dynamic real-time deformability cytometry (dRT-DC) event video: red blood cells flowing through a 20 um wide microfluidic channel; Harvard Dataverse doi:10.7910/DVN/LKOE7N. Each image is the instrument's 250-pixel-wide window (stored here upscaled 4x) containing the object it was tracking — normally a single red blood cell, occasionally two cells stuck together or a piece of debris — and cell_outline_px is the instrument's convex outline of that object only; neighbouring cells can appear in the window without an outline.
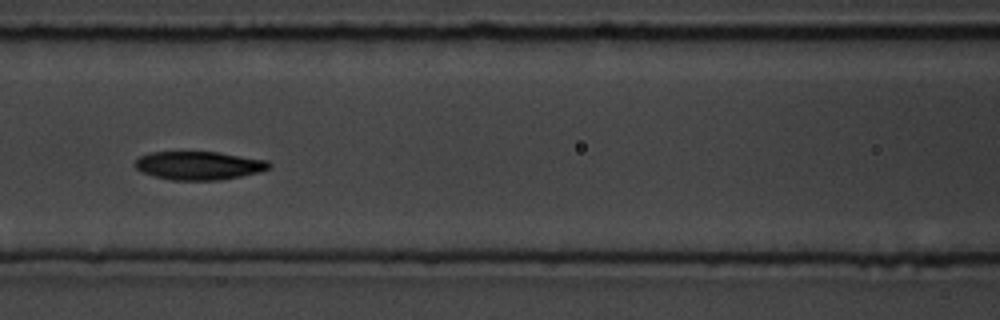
{"species": "common noctule bat (a hibernating species)", "species_latin": "Nyctalus noctula", "temperature_condition": "room temperature", "stored_images_in_passage": 14, "camera_frame_rate_fps": 3000, "um_per_image_px": 0.085, "animal": {"sex": "male", "body_mass_g": 19.5, "forearm_length_mm": 54.6}, "frame": {"image": 1, "passage_image": 7, "time_ms": 7.667, "image_size_px": [1000, 320], "cell_outline_px": [[272, 168], [260, 172], [220, 180], [172, 180], [140, 172], [132, 164], [140, 156], [148, 152], [216, 152], [268, 160], [272, 164]], "centroid_in_image_um": [16.91, 14.07], "position_along_channel_um": 149.7, "area_um2": 22.31}}
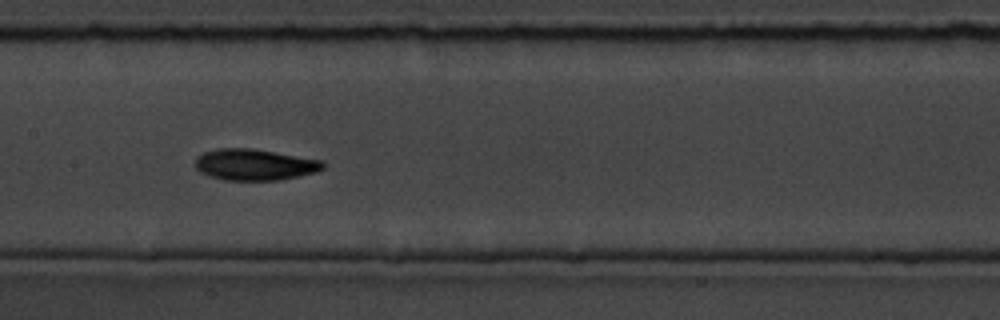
{"frame": {"image": 2, "passage_image": 8, "time_ms": 8.667, "image_size_px": [1000, 320], "cell_outline_px": [[324, 168], [316, 172], [300, 176], [280, 180], [224, 180], [208, 176], [200, 172], [196, 168], [196, 156], [204, 152], [216, 148], [252, 148], [320, 160], [324, 164]], "centroid_in_image_um": [21.61, 14.0], "position_along_channel_um": 185.8, "area_um2": 23.29}}